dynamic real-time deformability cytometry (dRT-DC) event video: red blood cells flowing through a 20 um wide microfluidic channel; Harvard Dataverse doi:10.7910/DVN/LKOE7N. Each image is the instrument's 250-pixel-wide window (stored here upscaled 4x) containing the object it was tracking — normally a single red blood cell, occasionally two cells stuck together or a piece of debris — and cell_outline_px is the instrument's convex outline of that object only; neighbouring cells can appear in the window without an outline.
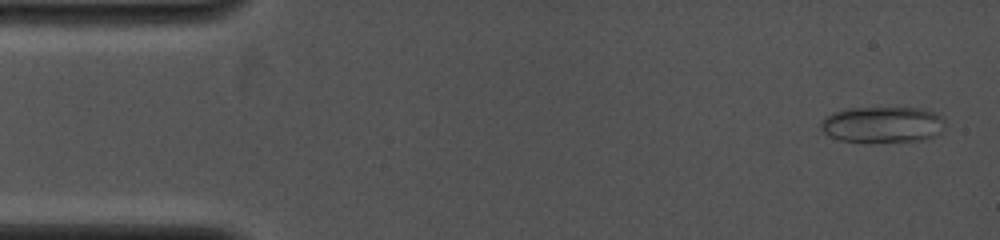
{"species": "common noctule bat (a hibernating species)", "species_latin": "Nyctalus noctula", "temperature_condition": "cold", "stored_images_in_passage": 45, "camera_frame_rate_fps": 4000, "um_per_image_px": 0.085, "animal": {"sex": "female", "body_mass_g": 19.0, "forearm_length_mm": 53.3}, "frame": {"image": 1, "passage_image": 2, "time_ms": 0.25, "image_size_px": [1000, 240], "cell_outline_px": [[944, 132], [936, 136], [924, 140], [840, 140], [828, 136], [820, 128], [820, 124], [824, 116], [832, 112], [852, 108], [920, 108], [936, 112], [944, 116]], "centroid_in_image_um": [75.06, 10.56], "position_along_channel_um": 9.9, "area_um2": 25.95}}
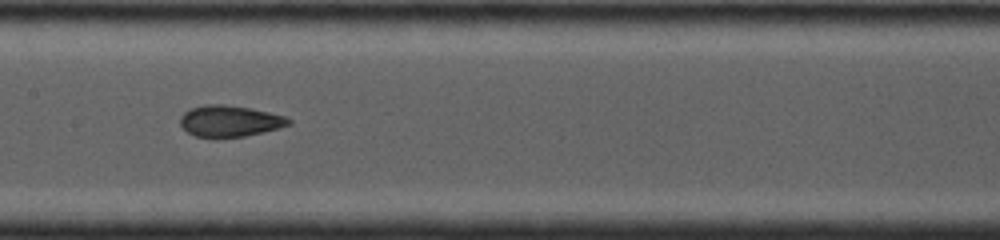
{"frame": {"image": 2, "passage_image": 24, "time_ms": 7.0, "image_size_px": [1000, 240], "cell_outline_px": [[292, 124], [264, 132], [244, 136], [216, 140], [196, 136], [188, 132], [180, 124], [180, 116], [184, 112], [192, 108], [204, 104], [224, 104], [252, 108], [284, 116], [292, 120]], "centroid_in_image_um": [19.51, 10.31], "position_along_channel_um": 187.9, "area_um2": 20.23}}
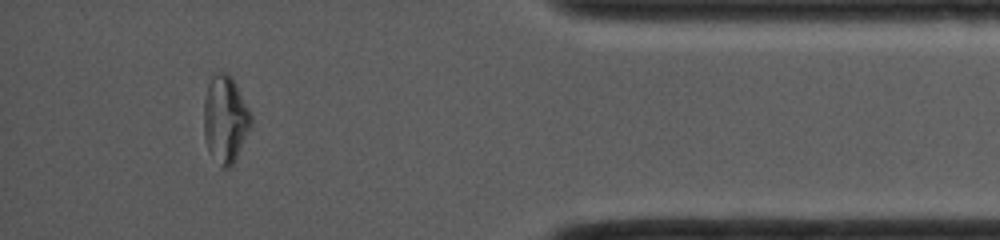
{"frame": {"image": 3, "passage_image": 40, "time_ms": 13.0, "image_size_px": [1000, 240], "cell_outline_px": [[252, 124], [232, 164], [228, 168], [224, 168], [208, 152], [204, 136], [204, 100], [208, 84], [212, 72], [228, 72], [232, 76], [252, 116]], "centroid_in_image_um": [19.13, 10.08], "position_along_channel_um": 416.1, "area_um2": 23.87}}